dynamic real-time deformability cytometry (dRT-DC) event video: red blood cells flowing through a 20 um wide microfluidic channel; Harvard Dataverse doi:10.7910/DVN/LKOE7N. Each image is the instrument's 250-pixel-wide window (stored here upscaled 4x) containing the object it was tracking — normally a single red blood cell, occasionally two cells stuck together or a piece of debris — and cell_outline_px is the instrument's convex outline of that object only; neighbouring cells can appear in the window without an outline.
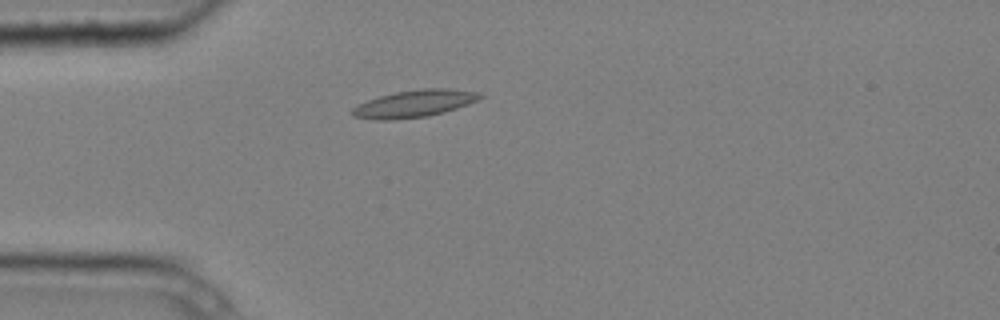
{"species": "common noctule bat (a hibernating species)", "species_latin": "Nyctalus noctula", "temperature_condition": "cold", "stored_images_in_passage": 4, "camera_frame_rate_fps": 3000, "um_per_image_px": 0.085, "animal": {"sex": "male", "body_mass_g": 20.4}, "frame": {"image": 1, "passage_image": 3, "time_ms": 0.667, "image_size_px": [1000, 320], "cell_outline_px": [[484, 96], [468, 104], [444, 112], [428, 116], [392, 120], [376, 120], [352, 116], [352, 108], [356, 104], [380, 96], [396, 92], [420, 88], [448, 88], [476, 92]], "centroid_in_image_um": [35.18, 8.81], "position_along_channel_um": 49.8, "area_um2": 20.17}}